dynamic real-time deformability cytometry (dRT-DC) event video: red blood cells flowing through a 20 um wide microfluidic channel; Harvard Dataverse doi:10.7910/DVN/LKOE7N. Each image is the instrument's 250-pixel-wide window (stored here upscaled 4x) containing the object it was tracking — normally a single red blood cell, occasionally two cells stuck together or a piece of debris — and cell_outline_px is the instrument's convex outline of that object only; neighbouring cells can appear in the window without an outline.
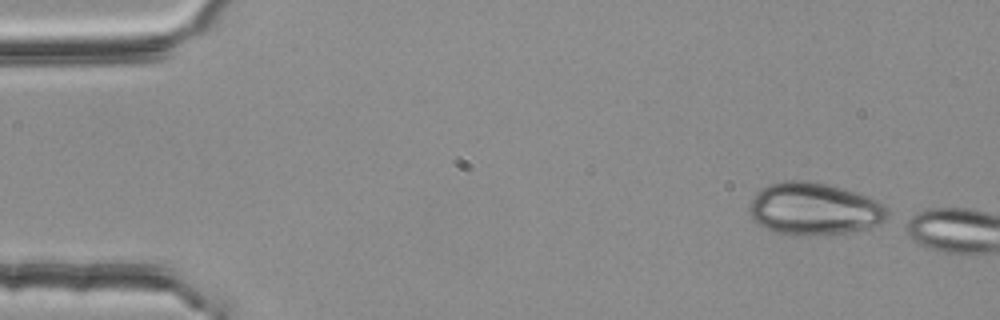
{"species": "common noctule bat (a hibernating species)", "species_latin": "Nyctalus noctula", "temperature_condition": "room temperature", "stored_images_in_passage": 2, "camera_frame_rate_fps": 3000, "um_per_image_px": 0.085, "animal": {"sex": "female", "body_mass_g": 25.1}, "frame": {"image": 1, "passage_image": 1, "time_ms": 0.0, "image_size_px": [1000, 320], "cell_outline_px": [[888, 220], [880, 224], [868, 228], [848, 232], [812, 236], [792, 236], [772, 232], [764, 228], [752, 220], [748, 212], [748, 208], [756, 192], [760, 188], [768, 184], [784, 180], [808, 180], [828, 184], [876, 200], [884, 204], [888, 208]], "centroid_in_image_um": [69.16, 17.78], "position_along_channel_um": 15.8, "area_um2": 42.83}}